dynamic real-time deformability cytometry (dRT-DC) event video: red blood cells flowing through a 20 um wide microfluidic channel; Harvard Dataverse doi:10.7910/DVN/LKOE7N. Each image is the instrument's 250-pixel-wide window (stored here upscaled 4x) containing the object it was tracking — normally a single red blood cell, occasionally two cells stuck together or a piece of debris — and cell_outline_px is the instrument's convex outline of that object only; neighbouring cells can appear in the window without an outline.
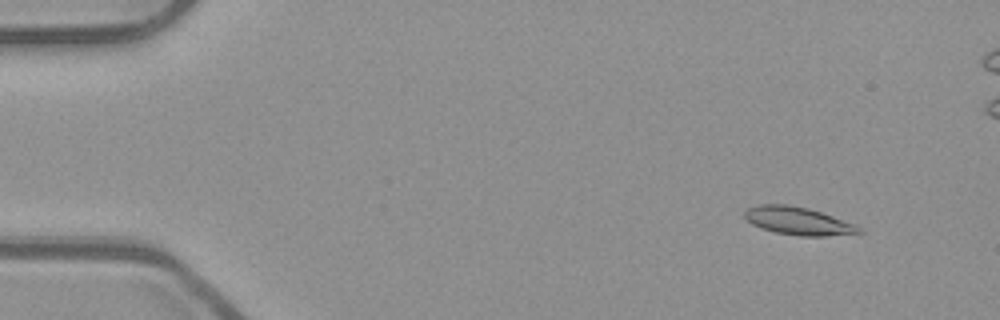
{"species": "common noctule bat (a hibernating species)", "species_latin": "Nyctalus noctula", "temperature_condition": "room temperature", "stored_images_in_passage": 55, "camera_frame_rate_fps": 3000, "um_per_image_px": 0.085, "animal": {"sex": "male", "body_mass_g": 23.1, "forearm_length_mm": 52.7}, "frame": {"image": 1, "passage_image": 6, "time_ms": 1.667, "image_size_px": [1000, 320], "cell_outline_px": [[864, 232], [824, 236], [800, 236], [776, 232], [752, 224], [744, 216], [744, 212], [748, 208], [756, 204], [788, 204], [808, 208], [856, 224]], "centroid_in_image_um": [67.83, 18.77], "position_along_channel_um": 17.2, "area_um2": 18.38}}
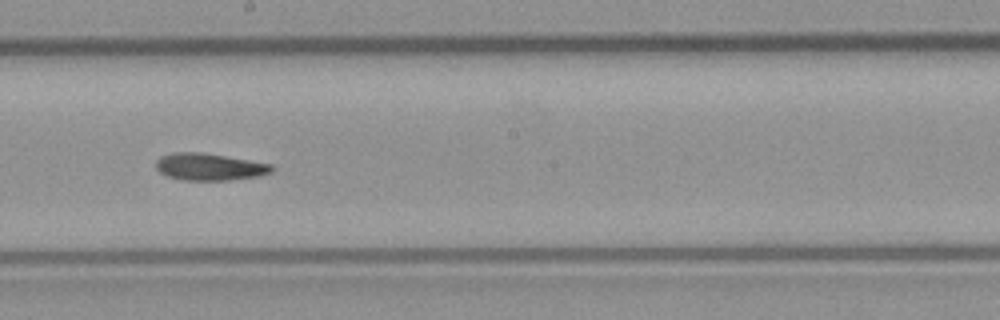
{"frame": {"image": 2, "passage_image": 31, "time_ms": 10.0, "image_size_px": [1000, 320], "cell_outline_px": [[272, 172], [256, 176], [228, 180], [180, 180], [168, 176], [160, 172], [156, 168], [156, 160], [160, 156], [172, 152], [200, 152], [272, 164]], "centroid_in_image_um": [17.74, 14.18], "position_along_channel_um": 230.5, "area_um2": 18.09}}
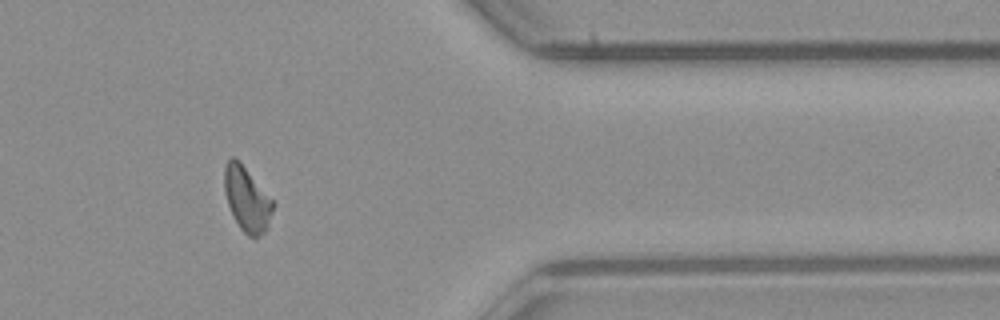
{"frame": {"image": 3, "passage_image": 45, "time_ms": 14.667, "image_size_px": [1000, 320], "cell_outline_px": [[276, 204], [268, 224], [264, 232], [260, 236], [248, 236], [240, 228], [232, 216], [224, 192], [224, 168], [228, 160], [232, 156], [240, 160]], "centroid_in_image_um": [20.98, 16.9], "position_along_channel_um": 390.4, "area_um2": 18.44}, "authors_computed_cell_mechanics": {"area_um2": 18.2648, "velocity_mm_per_s": 3.8851, "shape_relaxation_time_tau1_ms": 6.5586, "shape_relaxation_time_tau2_ms": null, "deformation_change_tau1": 0.1631, "deformation_change_tau2": null}}